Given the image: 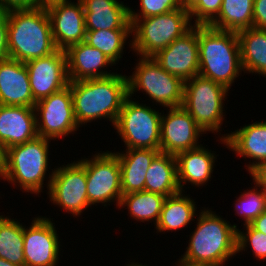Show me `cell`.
Instances as JSON below:
<instances>
[{"instance_id":"obj_1","label":"cell","mask_w":266,"mask_h":266,"mask_svg":"<svg viewBox=\"0 0 266 266\" xmlns=\"http://www.w3.org/2000/svg\"><path fill=\"white\" fill-rule=\"evenodd\" d=\"M70 89L79 127L101 118L114 126L128 97V78L116 72L108 77L70 82Z\"/></svg>"},{"instance_id":"obj_2","label":"cell","mask_w":266,"mask_h":266,"mask_svg":"<svg viewBox=\"0 0 266 266\" xmlns=\"http://www.w3.org/2000/svg\"><path fill=\"white\" fill-rule=\"evenodd\" d=\"M187 250L178 262L189 266H223L237 254V225L202 209Z\"/></svg>"},{"instance_id":"obj_3","label":"cell","mask_w":266,"mask_h":266,"mask_svg":"<svg viewBox=\"0 0 266 266\" xmlns=\"http://www.w3.org/2000/svg\"><path fill=\"white\" fill-rule=\"evenodd\" d=\"M7 19L9 58L25 63L57 50L46 9L9 10Z\"/></svg>"},{"instance_id":"obj_4","label":"cell","mask_w":266,"mask_h":266,"mask_svg":"<svg viewBox=\"0 0 266 266\" xmlns=\"http://www.w3.org/2000/svg\"><path fill=\"white\" fill-rule=\"evenodd\" d=\"M199 75L230 90L243 71L236 32L198 25Z\"/></svg>"},{"instance_id":"obj_5","label":"cell","mask_w":266,"mask_h":266,"mask_svg":"<svg viewBox=\"0 0 266 266\" xmlns=\"http://www.w3.org/2000/svg\"><path fill=\"white\" fill-rule=\"evenodd\" d=\"M50 142L47 138L37 136L6 149L5 166L0 177L13 185L18 183L26 193H41L48 171Z\"/></svg>"},{"instance_id":"obj_6","label":"cell","mask_w":266,"mask_h":266,"mask_svg":"<svg viewBox=\"0 0 266 266\" xmlns=\"http://www.w3.org/2000/svg\"><path fill=\"white\" fill-rule=\"evenodd\" d=\"M130 22L133 39L129 45L142 57L154 56L193 26L189 12L183 8Z\"/></svg>"},{"instance_id":"obj_7","label":"cell","mask_w":266,"mask_h":266,"mask_svg":"<svg viewBox=\"0 0 266 266\" xmlns=\"http://www.w3.org/2000/svg\"><path fill=\"white\" fill-rule=\"evenodd\" d=\"M228 91L225 86L196 75L184 82L181 106L205 133H218L225 116L223 102Z\"/></svg>"},{"instance_id":"obj_8","label":"cell","mask_w":266,"mask_h":266,"mask_svg":"<svg viewBox=\"0 0 266 266\" xmlns=\"http://www.w3.org/2000/svg\"><path fill=\"white\" fill-rule=\"evenodd\" d=\"M131 99L124 100L114 129L126 149H160L162 113Z\"/></svg>"},{"instance_id":"obj_9","label":"cell","mask_w":266,"mask_h":266,"mask_svg":"<svg viewBox=\"0 0 266 266\" xmlns=\"http://www.w3.org/2000/svg\"><path fill=\"white\" fill-rule=\"evenodd\" d=\"M135 71L128 78V96L142 90L163 107H180L183 102L184 82L163 70L153 57L140 56Z\"/></svg>"},{"instance_id":"obj_10","label":"cell","mask_w":266,"mask_h":266,"mask_svg":"<svg viewBox=\"0 0 266 266\" xmlns=\"http://www.w3.org/2000/svg\"><path fill=\"white\" fill-rule=\"evenodd\" d=\"M85 167L87 180V196L89 205L101 203L104 206L116 202L119 206L121 190V171L118 156L115 151L96 153L93 158L80 159Z\"/></svg>"},{"instance_id":"obj_11","label":"cell","mask_w":266,"mask_h":266,"mask_svg":"<svg viewBox=\"0 0 266 266\" xmlns=\"http://www.w3.org/2000/svg\"><path fill=\"white\" fill-rule=\"evenodd\" d=\"M48 180V195L53 204L58 205L73 216H80L89 205L85 167L74 161L52 169Z\"/></svg>"},{"instance_id":"obj_12","label":"cell","mask_w":266,"mask_h":266,"mask_svg":"<svg viewBox=\"0 0 266 266\" xmlns=\"http://www.w3.org/2000/svg\"><path fill=\"white\" fill-rule=\"evenodd\" d=\"M34 110L40 137L56 140L79 128L74 115L70 82L65 88L36 102Z\"/></svg>"},{"instance_id":"obj_13","label":"cell","mask_w":266,"mask_h":266,"mask_svg":"<svg viewBox=\"0 0 266 266\" xmlns=\"http://www.w3.org/2000/svg\"><path fill=\"white\" fill-rule=\"evenodd\" d=\"M152 57L163 70L183 82L199 75L198 25L193 24L186 33Z\"/></svg>"},{"instance_id":"obj_14","label":"cell","mask_w":266,"mask_h":266,"mask_svg":"<svg viewBox=\"0 0 266 266\" xmlns=\"http://www.w3.org/2000/svg\"><path fill=\"white\" fill-rule=\"evenodd\" d=\"M35 102L69 85L65 50L57 49L48 56L25 62Z\"/></svg>"},{"instance_id":"obj_15","label":"cell","mask_w":266,"mask_h":266,"mask_svg":"<svg viewBox=\"0 0 266 266\" xmlns=\"http://www.w3.org/2000/svg\"><path fill=\"white\" fill-rule=\"evenodd\" d=\"M168 110L161 116L160 152L176 156L199 147V137L205 132L190 114L182 106Z\"/></svg>"},{"instance_id":"obj_16","label":"cell","mask_w":266,"mask_h":266,"mask_svg":"<svg viewBox=\"0 0 266 266\" xmlns=\"http://www.w3.org/2000/svg\"><path fill=\"white\" fill-rule=\"evenodd\" d=\"M28 228L24 227L25 266H56L61 242L51 218L37 216Z\"/></svg>"},{"instance_id":"obj_17","label":"cell","mask_w":266,"mask_h":266,"mask_svg":"<svg viewBox=\"0 0 266 266\" xmlns=\"http://www.w3.org/2000/svg\"><path fill=\"white\" fill-rule=\"evenodd\" d=\"M51 22L52 36L57 49L66 50L85 41L86 27L83 5L66 1L46 9Z\"/></svg>"},{"instance_id":"obj_18","label":"cell","mask_w":266,"mask_h":266,"mask_svg":"<svg viewBox=\"0 0 266 266\" xmlns=\"http://www.w3.org/2000/svg\"><path fill=\"white\" fill-rule=\"evenodd\" d=\"M35 104L25 63L11 58L0 61V105L34 108Z\"/></svg>"},{"instance_id":"obj_19","label":"cell","mask_w":266,"mask_h":266,"mask_svg":"<svg viewBox=\"0 0 266 266\" xmlns=\"http://www.w3.org/2000/svg\"><path fill=\"white\" fill-rule=\"evenodd\" d=\"M37 136L33 107L0 105V142L5 150Z\"/></svg>"},{"instance_id":"obj_20","label":"cell","mask_w":266,"mask_h":266,"mask_svg":"<svg viewBox=\"0 0 266 266\" xmlns=\"http://www.w3.org/2000/svg\"><path fill=\"white\" fill-rule=\"evenodd\" d=\"M67 72L70 82L108 77L115 74L102 70L114 65L99 49L90 46L85 41L71 45L65 50ZM102 68V69H101Z\"/></svg>"},{"instance_id":"obj_21","label":"cell","mask_w":266,"mask_h":266,"mask_svg":"<svg viewBox=\"0 0 266 266\" xmlns=\"http://www.w3.org/2000/svg\"><path fill=\"white\" fill-rule=\"evenodd\" d=\"M86 31L132 29L129 8L118 0H80Z\"/></svg>"},{"instance_id":"obj_22","label":"cell","mask_w":266,"mask_h":266,"mask_svg":"<svg viewBox=\"0 0 266 266\" xmlns=\"http://www.w3.org/2000/svg\"><path fill=\"white\" fill-rule=\"evenodd\" d=\"M225 135L220 137L222 144L240 157L252 159L246 168L248 172L260 161L266 160V121H256Z\"/></svg>"},{"instance_id":"obj_23","label":"cell","mask_w":266,"mask_h":266,"mask_svg":"<svg viewBox=\"0 0 266 266\" xmlns=\"http://www.w3.org/2000/svg\"><path fill=\"white\" fill-rule=\"evenodd\" d=\"M211 152L200 145L176 155L178 184L181 192L185 191L183 186L187 183L201 187L211 179L217 159L215 153Z\"/></svg>"},{"instance_id":"obj_24","label":"cell","mask_w":266,"mask_h":266,"mask_svg":"<svg viewBox=\"0 0 266 266\" xmlns=\"http://www.w3.org/2000/svg\"><path fill=\"white\" fill-rule=\"evenodd\" d=\"M159 152L160 149L137 148L115 153L120 163L122 195L145 190L148 168Z\"/></svg>"},{"instance_id":"obj_25","label":"cell","mask_w":266,"mask_h":266,"mask_svg":"<svg viewBox=\"0 0 266 266\" xmlns=\"http://www.w3.org/2000/svg\"><path fill=\"white\" fill-rule=\"evenodd\" d=\"M145 190L166 197L180 192L175 155L159 152L154 157L146 174Z\"/></svg>"},{"instance_id":"obj_26","label":"cell","mask_w":266,"mask_h":266,"mask_svg":"<svg viewBox=\"0 0 266 266\" xmlns=\"http://www.w3.org/2000/svg\"><path fill=\"white\" fill-rule=\"evenodd\" d=\"M237 35L243 71L266 78V29L251 27Z\"/></svg>"},{"instance_id":"obj_27","label":"cell","mask_w":266,"mask_h":266,"mask_svg":"<svg viewBox=\"0 0 266 266\" xmlns=\"http://www.w3.org/2000/svg\"><path fill=\"white\" fill-rule=\"evenodd\" d=\"M179 192L166 197L162 206V211L155 228L158 232L173 231L184 227L193 221L196 209V202L189 196ZM184 194V195H183Z\"/></svg>"},{"instance_id":"obj_28","label":"cell","mask_w":266,"mask_h":266,"mask_svg":"<svg viewBox=\"0 0 266 266\" xmlns=\"http://www.w3.org/2000/svg\"><path fill=\"white\" fill-rule=\"evenodd\" d=\"M254 0H223L218 15L208 26L224 31L239 32L253 27Z\"/></svg>"},{"instance_id":"obj_29","label":"cell","mask_w":266,"mask_h":266,"mask_svg":"<svg viewBox=\"0 0 266 266\" xmlns=\"http://www.w3.org/2000/svg\"><path fill=\"white\" fill-rule=\"evenodd\" d=\"M166 196L146 190L122 195L119 208L128 207L130 217L137 221L158 222ZM155 220V221H154Z\"/></svg>"},{"instance_id":"obj_30","label":"cell","mask_w":266,"mask_h":266,"mask_svg":"<svg viewBox=\"0 0 266 266\" xmlns=\"http://www.w3.org/2000/svg\"><path fill=\"white\" fill-rule=\"evenodd\" d=\"M24 225L9 217L0 215V258L25 266Z\"/></svg>"},{"instance_id":"obj_31","label":"cell","mask_w":266,"mask_h":266,"mask_svg":"<svg viewBox=\"0 0 266 266\" xmlns=\"http://www.w3.org/2000/svg\"><path fill=\"white\" fill-rule=\"evenodd\" d=\"M132 29L86 31L85 42L99 49L114 64L122 58L123 48Z\"/></svg>"},{"instance_id":"obj_32","label":"cell","mask_w":266,"mask_h":266,"mask_svg":"<svg viewBox=\"0 0 266 266\" xmlns=\"http://www.w3.org/2000/svg\"><path fill=\"white\" fill-rule=\"evenodd\" d=\"M236 201L235 209L237 214L244 218V226L251 224L266 210L263 189L256 185L253 189L242 193Z\"/></svg>"},{"instance_id":"obj_33","label":"cell","mask_w":266,"mask_h":266,"mask_svg":"<svg viewBox=\"0 0 266 266\" xmlns=\"http://www.w3.org/2000/svg\"><path fill=\"white\" fill-rule=\"evenodd\" d=\"M244 228L246 232L237 228V253L245 251L246 247L250 245L254 257L259 260L266 259V235L255 230L250 224L245 225Z\"/></svg>"},{"instance_id":"obj_34","label":"cell","mask_w":266,"mask_h":266,"mask_svg":"<svg viewBox=\"0 0 266 266\" xmlns=\"http://www.w3.org/2000/svg\"><path fill=\"white\" fill-rule=\"evenodd\" d=\"M181 0H140V11L129 8V19H141L180 9Z\"/></svg>"},{"instance_id":"obj_35","label":"cell","mask_w":266,"mask_h":266,"mask_svg":"<svg viewBox=\"0 0 266 266\" xmlns=\"http://www.w3.org/2000/svg\"><path fill=\"white\" fill-rule=\"evenodd\" d=\"M223 0H200L190 11L195 25H208L219 13Z\"/></svg>"},{"instance_id":"obj_36","label":"cell","mask_w":266,"mask_h":266,"mask_svg":"<svg viewBox=\"0 0 266 266\" xmlns=\"http://www.w3.org/2000/svg\"><path fill=\"white\" fill-rule=\"evenodd\" d=\"M9 58L7 11H0V61Z\"/></svg>"},{"instance_id":"obj_37","label":"cell","mask_w":266,"mask_h":266,"mask_svg":"<svg viewBox=\"0 0 266 266\" xmlns=\"http://www.w3.org/2000/svg\"><path fill=\"white\" fill-rule=\"evenodd\" d=\"M253 27L266 29V0H254Z\"/></svg>"},{"instance_id":"obj_38","label":"cell","mask_w":266,"mask_h":266,"mask_svg":"<svg viewBox=\"0 0 266 266\" xmlns=\"http://www.w3.org/2000/svg\"><path fill=\"white\" fill-rule=\"evenodd\" d=\"M34 8V0H0V11Z\"/></svg>"},{"instance_id":"obj_39","label":"cell","mask_w":266,"mask_h":266,"mask_svg":"<svg viewBox=\"0 0 266 266\" xmlns=\"http://www.w3.org/2000/svg\"><path fill=\"white\" fill-rule=\"evenodd\" d=\"M249 174L254 180V185L266 186V160L260 161L249 171Z\"/></svg>"},{"instance_id":"obj_40","label":"cell","mask_w":266,"mask_h":266,"mask_svg":"<svg viewBox=\"0 0 266 266\" xmlns=\"http://www.w3.org/2000/svg\"><path fill=\"white\" fill-rule=\"evenodd\" d=\"M255 230L266 235V210L258 216L251 224Z\"/></svg>"},{"instance_id":"obj_41","label":"cell","mask_w":266,"mask_h":266,"mask_svg":"<svg viewBox=\"0 0 266 266\" xmlns=\"http://www.w3.org/2000/svg\"><path fill=\"white\" fill-rule=\"evenodd\" d=\"M66 1L68 0H34V7L47 9L50 6H53L55 4H59L62 2H66Z\"/></svg>"},{"instance_id":"obj_42","label":"cell","mask_w":266,"mask_h":266,"mask_svg":"<svg viewBox=\"0 0 266 266\" xmlns=\"http://www.w3.org/2000/svg\"><path fill=\"white\" fill-rule=\"evenodd\" d=\"M200 0H181V7L190 11Z\"/></svg>"},{"instance_id":"obj_43","label":"cell","mask_w":266,"mask_h":266,"mask_svg":"<svg viewBox=\"0 0 266 266\" xmlns=\"http://www.w3.org/2000/svg\"><path fill=\"white\" fill-rule=\"evenodd\" d=\"M5 153H6V150L4 149L3 145L0 142V176L3 173L4 166H5Z\"/></svg>"},{"instance_id":"obj_44","label":"cell","mask_w":266,"mask_h":266,"mask_svg":"<svg viewBox=\"0 0 266 266\" xmlns=\"http://www.w3.org/2000/svg\"><path fill=\"white\" fill-rule=\"evenodd\" d=\"M0 266H18V265L12 264L6 261L5 259L0 258Z\"/></svg>"},{"instance_id":"obj_45","label":"cell","mask_w":266,"mask_h":266,"mask_svg":"<svg viewBox=\"0 0 266 266\" xmlns=\"http://www.w3.org/2000/svg\"><path fill=\"white\" fill-rule=\"evenodd\" d=\"M131 264H127V266H148V265H142V264H139V263H135V262H130Z\"/></svg>"},{"instance_id":"obj_46","label":"cell","mask_w":266,"mask_h":266,"mask_svg":"<svg viewBox=\"0 0 266 266\" xmlns=\"http://www.w3.org/2000/svg\"><path fill=\"white\" fill-rule=\"evenodd\" d=\"M258 187H261L263 189L264 196H265V203H266V186H258Z\"/></svg>"},{"instance_id":"obj_47","label":"cell","mask_w":266,"mask_h":266,"mask_svg":"<svg viewBox=\"0 0 266 266\" xmlns=\"http://www.w3.org/2000/svg\"><path fill=\"white\" fill-rule=\"evenodd\" d=\"M177 266H189V265H185V264H182L180 262H178V264H176Z\"/></svg>"}]
</instances>
